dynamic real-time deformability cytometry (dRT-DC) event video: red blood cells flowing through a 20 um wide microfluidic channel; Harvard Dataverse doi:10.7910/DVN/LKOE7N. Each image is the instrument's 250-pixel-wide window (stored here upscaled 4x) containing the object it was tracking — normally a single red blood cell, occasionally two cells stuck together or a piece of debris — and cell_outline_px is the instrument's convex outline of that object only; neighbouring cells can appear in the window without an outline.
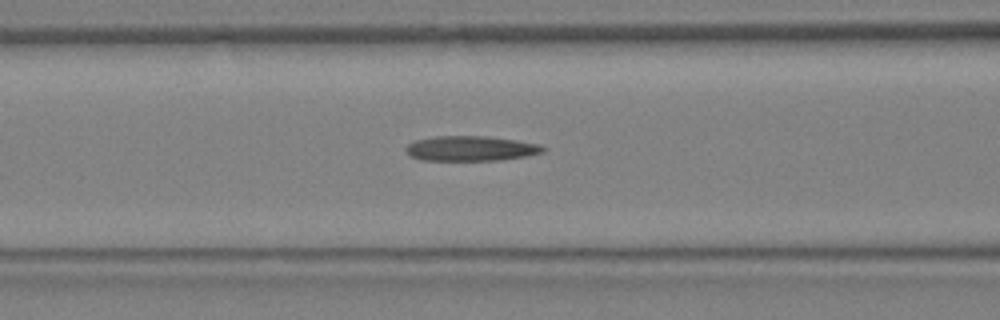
{"species": "Egyptian fruit bat (a non-hibernating species)", "species_latin": "Rousettus aegyptiacus", "temperature_condition": "warm", "stored_images_in_passage": 10, "camera_frame_rate_fps": 3000, "um_per_image_px": 0.085, "animal": {"sex": "female"}, "frame": {"image": 1, "passage_image": 4, "time_ms": 1.0, "image_size_px": [1000, 320], "cell_outline_px": [[548, 148], [544, 152], [528, 156], [500, 160], [420, 160], [412, 156], [404, 148], [408, 144], [416, 140], [436, 136], [484, 136], [516, 140], [540, 144]], "centroid_in_image_um": [40.07, 12.62], "position_along_channel_um": 126.5, "area_um2": 20.0}}
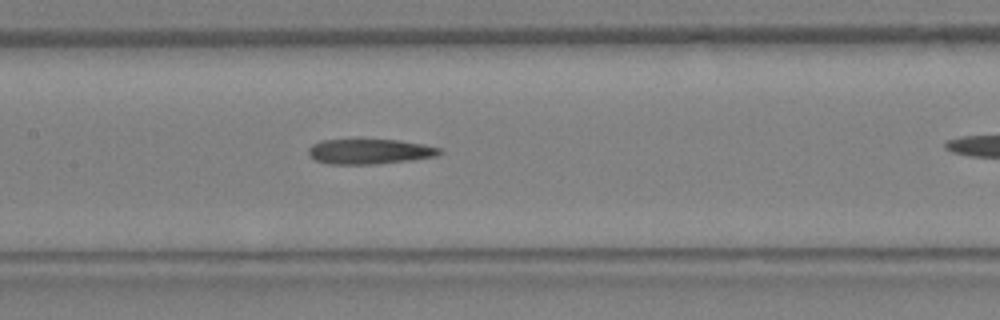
{"frame": {"image": 2, "passage_image": 6, "time_ms": 1.667, "image_size_px": [1000, 320], "cell_outline_px": [[444, 152], [436, 156], [412, 160], [376, 164], [328, 164], [316, 160], [308, 156], [308, 148], [312, 144], [324, 140], [400, 140], [424, 144], [440, 148]], "centroid_in_image_um": [31.43, 12.88], "position_along_channel_um": 176.0, "area_um2": 19.25}}
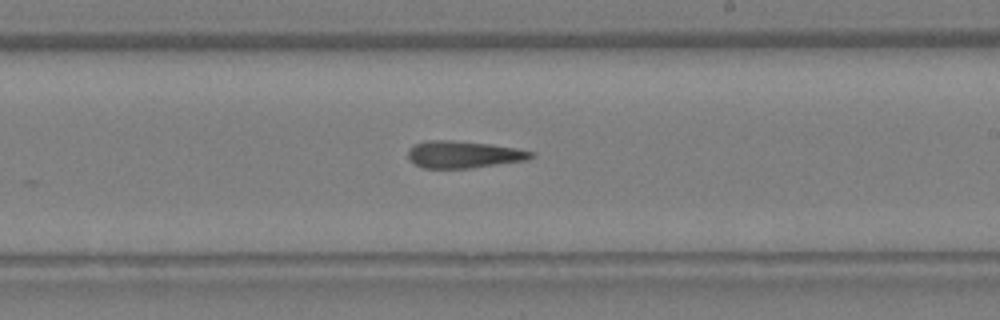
{"frame": {"image": 3, "passage_image": 9, "time_ms": 2.667, "image_size_px": [1000, 320], "cell_outline_px": [[536, 156], [528, 160], [472, 168], [424, 168], [416, 164], [408, 156], [408, 148], [416, 144], [428, 140], [452, 140], [488, 144], [516, 148], [536, 152]], "centroid_in_image_um": [39.46, 13.13], "position_along_channel_um": 249.5, "area_um2": 19.42}}